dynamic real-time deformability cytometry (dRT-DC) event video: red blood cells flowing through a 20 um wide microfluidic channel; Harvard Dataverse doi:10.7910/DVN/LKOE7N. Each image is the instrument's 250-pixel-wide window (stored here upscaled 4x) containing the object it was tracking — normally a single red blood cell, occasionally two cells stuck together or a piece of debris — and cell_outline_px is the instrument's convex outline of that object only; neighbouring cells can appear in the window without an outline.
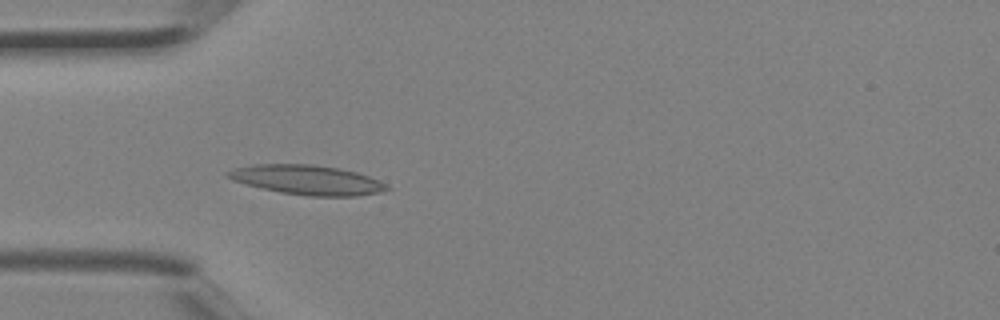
{"species": "Egyptian fruit bat (a non-hibernating species)", "species_latin": "Rousettus aegyptiacus", "temperature_condition": "room temperature", "stored_images_in_passage": 5, "camera_frame_rate_fps": 3000, "um_per_image_px": 0.085, "animal": {"sex": "female"}, "frame": {"image": 1, "passage_image": 5, "time_ms": 1.333, "image_size_px": [1000, 320], "cell_outline_px": [[392, 188], [380, 192], [356, 196], [308, 196], [280, 192], [232, 180], [224, 176], [224, 172], [232, 168], [252, 164], [312, 164], [340, 168], [356, 172], [368, 176], [388, 184]], "centroid_in_image_um": [26.09, 15.28], "position_along_channel_um": 58.9, "area_um2": 27.51}}